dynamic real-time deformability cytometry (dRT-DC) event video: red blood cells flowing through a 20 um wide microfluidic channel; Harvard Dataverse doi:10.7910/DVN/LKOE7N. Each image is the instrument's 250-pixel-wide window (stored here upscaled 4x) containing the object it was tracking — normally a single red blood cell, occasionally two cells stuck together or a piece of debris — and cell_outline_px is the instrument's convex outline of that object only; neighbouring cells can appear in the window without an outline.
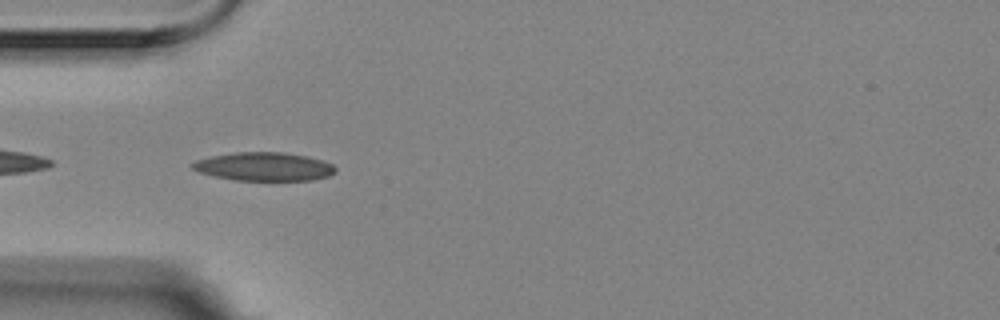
{"species": "Egyptian fruit bat (a non-hibernating species)", "species_latin": "Rousettus aegyptiacus", "temperature_condition": "room temperature", "stored_images_in_passage": 41, "camera_frame_rate_fps": 3000, "um_per_image_px": 0.085, "animal": {"sex": "female"}, "frame": {"image": 1, "passage_image": 2, "time_ms": 0.333, "image_size_px": [1000, 320], "cell_outline_px": [[336, 172], [328, 176], [312, 180], [236, 180], [216, 176], [200, 172], [192, 168], [192, 164], [196, 160], [212, 156], [236, 152], [280, 152], [304, 156], [320, 160], [332, 164], [336, 168]], "centroid_in_image_um": [22.45, 14.16], "position_along_channel_um": 62.5, "area_um2": 23.35}}
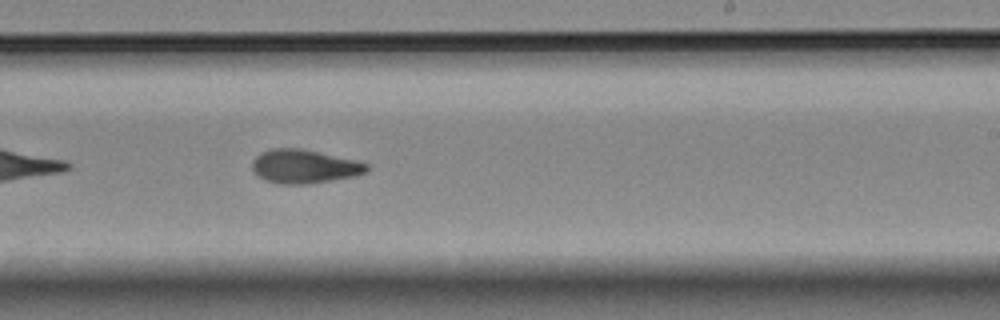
{"frame": {"image": 2, "passage_image": 19, "time_ms": 6.0, "image_size_px": [1000, 320], "cell_outline_px": [[368, 172], [356, 176], [308, 184], [276, 184], [264, 180], [252, 168], [252, 160], [260, 152], [272, 148], [300, 148], [352, 160], [368, 164]], "centroid_in_image_um": [25.83, 14.16], "position_along_channel_um": 263.2, "area_um2": 22.37}}
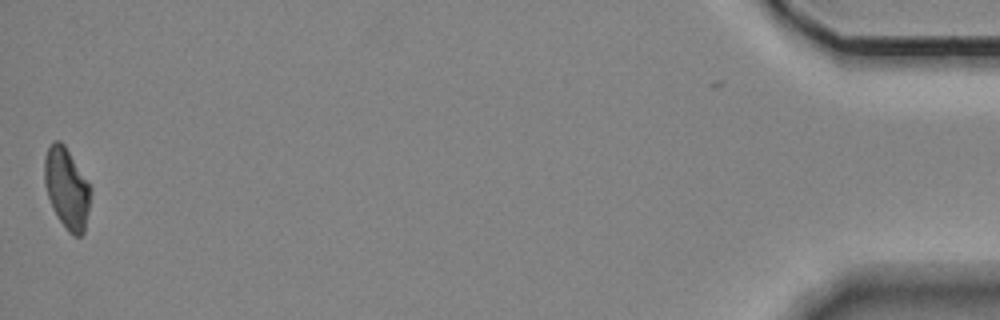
{"frame": {"image": 3, "passage_image": 41, "time_ms": 13.333, "image_size_px": [1000, 320], "cell_outline_px": [[92, 188], [84, 232], [80, 236], [72, 236], [68, 232], [60, 220], [48, 196], [44, 184], [44, 156], [52, 140], [60, 140], [64, 144]], "centroid_in_image_um": [5.67, 15.98], "position_along_channel_um": 429.5, "area_um2": 21.56}, "authors_computed_cell_mechanics": {"area_um2": 21.964, "velocity_mm_per_s": 3.5447, "shape_relaxation_time_tau1_ms": null, "shape_relaxation_time_tau2_ms": 4.9245, "deformation_change_tau1": null, "deformation_change_tau2": 0.1209}}